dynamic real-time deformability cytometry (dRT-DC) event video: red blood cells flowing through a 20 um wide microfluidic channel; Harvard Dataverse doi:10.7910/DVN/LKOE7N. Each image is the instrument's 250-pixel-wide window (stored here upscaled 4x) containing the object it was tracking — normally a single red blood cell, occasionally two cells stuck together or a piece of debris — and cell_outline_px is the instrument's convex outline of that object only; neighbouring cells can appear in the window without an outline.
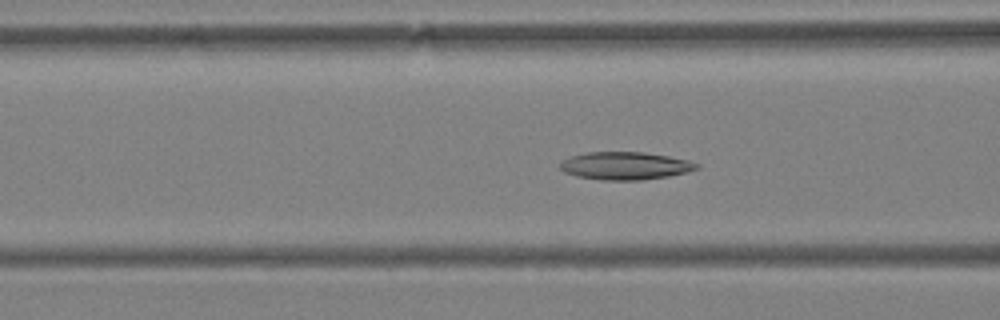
{"species": "Egyptian fruit bat (a non-hibernating species)", "species_latin": "Rousettus aegyptiacus", "temperature_condition": "warm", "stored_images_in_passage": 62, "camera_frame_rate_fps": 3000, "um_per_image_px": 0.085, "animal": {"sex": "female"}, "frame": {"image": 1, "passage_image": 25, "time_ms": 8.0, "image_size_px": [1000, 320], "cell_outline_px": [[700, 168], [688, 172], [668, 176], [640, 180], [600, 180], [576, 176], [564, 172], [560, 168], [560, 164], [564, 160], [572, 156], [588, 152], [644, 152], [668, 156], [688, 160], [700, 164]], "centroid_in_image_um": [53.17, 14.09], "position_along_channel_um": 113.4, "area_um2": 22.08}}
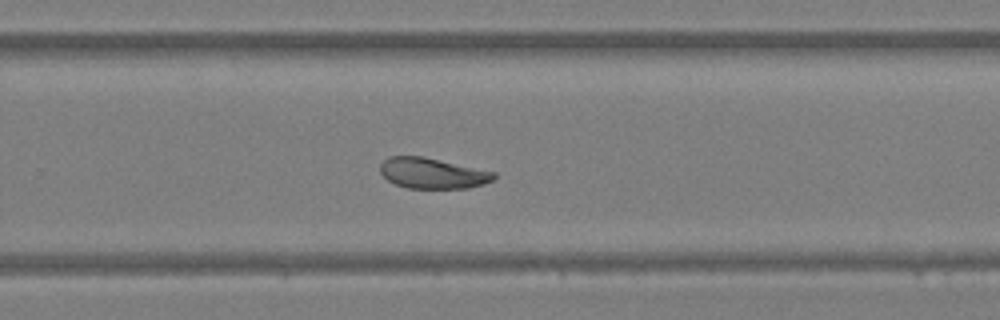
{"frame": {"image": 2, "passage_image": 41, "time_ms": 13.333, "image_size_px": [1000, 320], "cell_outline_px": [[496, 176], [492, 180], [484, 184], [468, 188], [408, 188], [396, 184], [388, 180], [380, 172], [380, 164], [388, 156], [424, 156], [496, 172]], "centroid_in_image_um": [36.76, 14.71], "position_along_channel_um": 293.0, "area_um2": 20.35}}
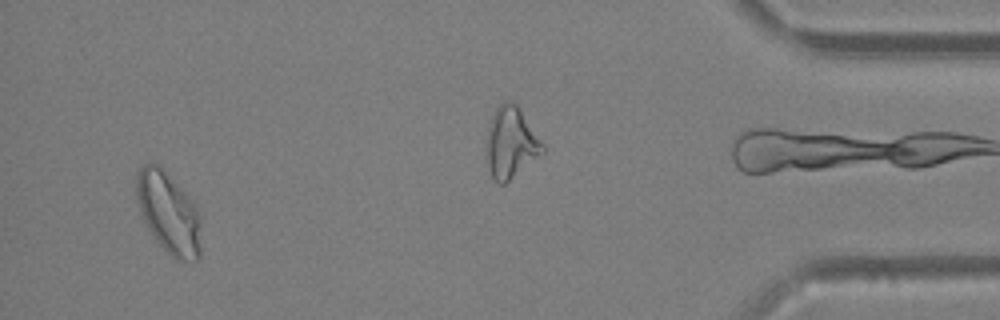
{"frame": {"image": 3, "passage_image": 59, "time_ms": 19.333, "image_size_px": [1000, 320], "cell_outline_px": [[200, 260], [176, 260], [156, 240], [148, 228], [140, 212], [136, 200], [136, 172], [148, 160], [160, 164], [192, 200], [200, 216]], "centroid_in_image_um": [14.31, 18.04], "position_along_channel_um": 420.9, "area_um2": 30.87}, "authors_computed_cell_mechanics": {"area_um2": 23.8425, "velocity_mm_per_s": 3.3735, "shape_relaxation_time_tau1_ms": 6.0066, "shape_relaxation_time_tau2_ms": 7.105, "deformation_change_tau1": 0.1659, "deformation_change_tau2": 0.0957}}